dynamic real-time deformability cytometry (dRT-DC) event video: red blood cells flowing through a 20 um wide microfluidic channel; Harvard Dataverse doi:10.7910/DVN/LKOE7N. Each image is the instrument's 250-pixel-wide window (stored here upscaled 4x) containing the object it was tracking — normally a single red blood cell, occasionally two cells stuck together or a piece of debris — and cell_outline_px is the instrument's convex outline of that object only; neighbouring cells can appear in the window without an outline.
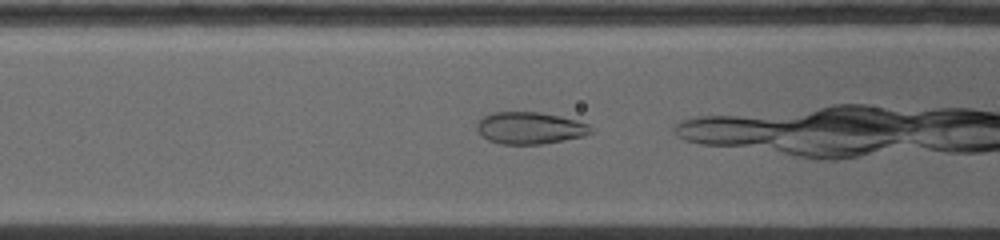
{"species": "common noctule bat (a hibernating species)", "species_latin": "Nyctalus noctula", "temperature_condition": "warm", "stored_images_in_passage": 10, "camera_frame_rate_fps": 5000, "um_per_image_px": 0.085, "animal": {"sex": "female", "body_mass_g": 19.0, "forearm_length_mm": 53.3}, "frame": {"image": 1, "passage_image": 5, "time_ms": 1.6, "image_size_px": [1000, 240], "cell_outline_px": [[592, 132], [584, 136], [540, 144], [500, 144], [488, 140], [476, 128], [476, 124], [484, 116], [492, 112], [540, 112], [560, 116], [576, 120], [588, 124], [592, 128]], "centroid_in_image_um": [45.04, 10.87], "position_along_channel_um": 121.6, "area_um2": 21.1}}